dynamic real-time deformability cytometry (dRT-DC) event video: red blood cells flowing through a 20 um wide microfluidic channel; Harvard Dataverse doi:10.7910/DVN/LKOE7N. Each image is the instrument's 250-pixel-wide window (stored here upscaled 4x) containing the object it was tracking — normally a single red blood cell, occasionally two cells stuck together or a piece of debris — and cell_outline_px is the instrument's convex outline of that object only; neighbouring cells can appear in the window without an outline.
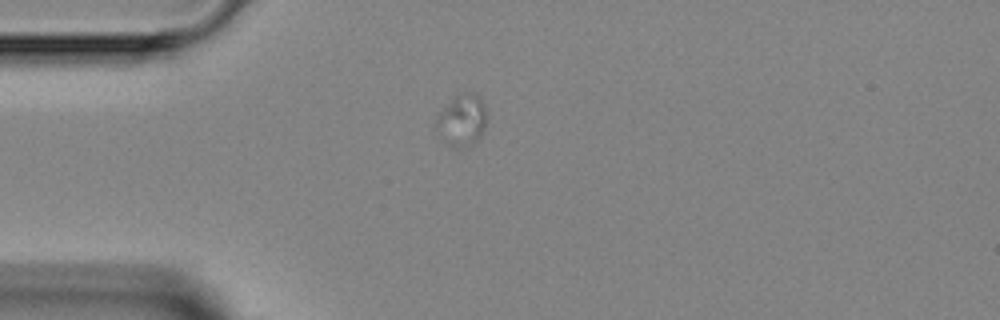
{"species": "Egyptian fruit bat (a non-hibernating species)", "species_latin": "Rousettus aegyptiacus", "temperature_condition": "room temperature", "stored_images_in_passage": 5, "camera_frame_rate_fps": 3000, "um_per_image_px": 0.085, "animal": {"sex": "female"}, "frame": {"image": 1, "passage_image": 1, "time_ms": 0.0, "image_size_px": [1000, 320], "cell_outline_px": [[488, 112], [484, 128], [476, 144], [468, 148], [452, 148], [448, 144], [436, 124], [436, 116], [456, 96], [464, 92], [472, 92], [480, 96]], "centroid_in_image_um": [39.34, 10.24], "position_along_channel_um": 45.7, "area_um2": 15.2}}
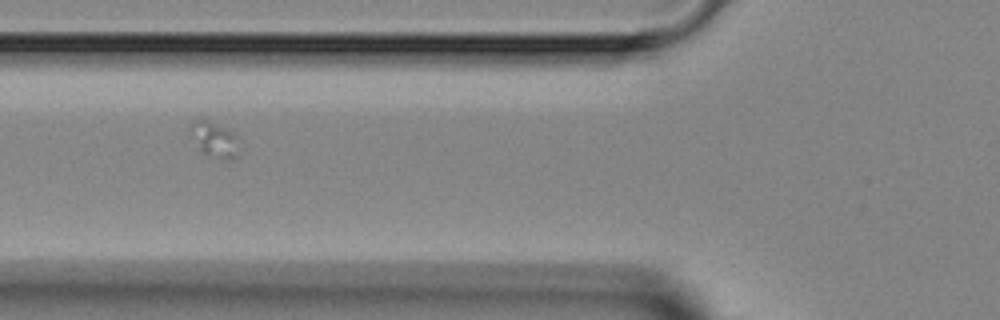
{"frame": {"image": 2, "passage_image": 3, "time_ms": 2.333, "image_size_px": [1000, 320], "cell_outline_px": [[244, 148], [240, 156], [228, 160], [200, 152], [188, 136], [188, 128], [196, 120], [208, 120], [236, 132], [244, 140]], "centroid_in_image_um": [18.35, 11.88], "position_along_channel_um": 107.5, "area_um2": 11.21}}